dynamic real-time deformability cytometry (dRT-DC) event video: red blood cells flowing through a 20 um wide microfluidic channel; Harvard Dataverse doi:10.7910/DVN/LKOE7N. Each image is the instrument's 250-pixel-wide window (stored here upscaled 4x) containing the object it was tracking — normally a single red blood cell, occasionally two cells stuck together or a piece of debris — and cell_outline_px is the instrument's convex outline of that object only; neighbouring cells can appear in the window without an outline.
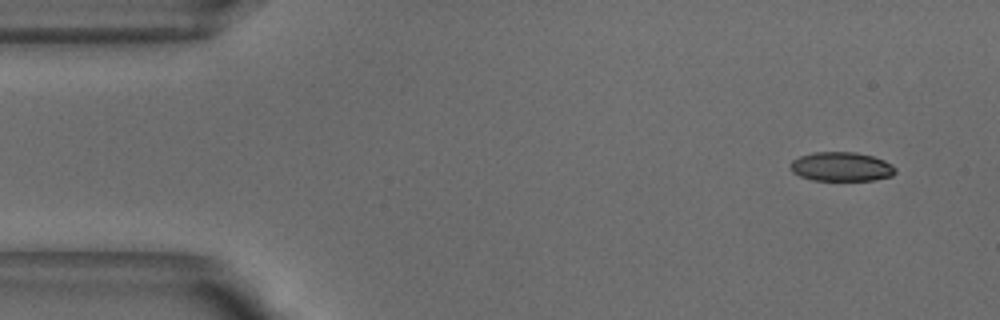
{"species": "common noctule bat (a hibernating species)", "species_latin": "Nyctalus noctula", "temperature_condition": "warm", "stored_images_in_passage": 19, "camera_frame_rate_fps": 3000, "um_per_image_px": 0.085, "animal": {"sex": "male", "body_mass_g": 18.8}, "frame": {"image": 1, "passage_image": 1, "time_ms": 0.0, "image_size_px": [1000, 320], "cell_outline_px": [[896, 172], [892, 176], [872, 180], [812, 180], [800, 176], [792, 172], [792, 160], [800, 156], [812, 152], [856, 152], [872, 156], [884, 160], [892, 164], [896, 168]], "centroid_in_image_um": [71.54, 14.16], "position_along_channel_um": 13.5, "area_um2": 17.8}}
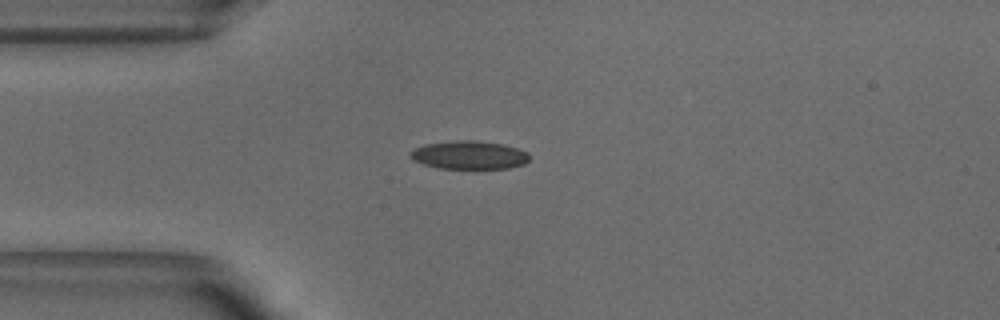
{"frame": {"image": 2, "passage_image": 10, "time_ms": 3.0, "image_size_px": [1000, 320], "cell_outline_px": [[528, 160], [524, 164], [508, 168], [440, 168], [424, 164], [412, 160], [408, 156], [408, 152], [424, 144], [456, 140], [476, 140], [504, 144], [528, 152]], "centroid_in_image_um": [39.84, 13.16], "position_along_channel_um": 45.2, "area_um2": 19.65}}
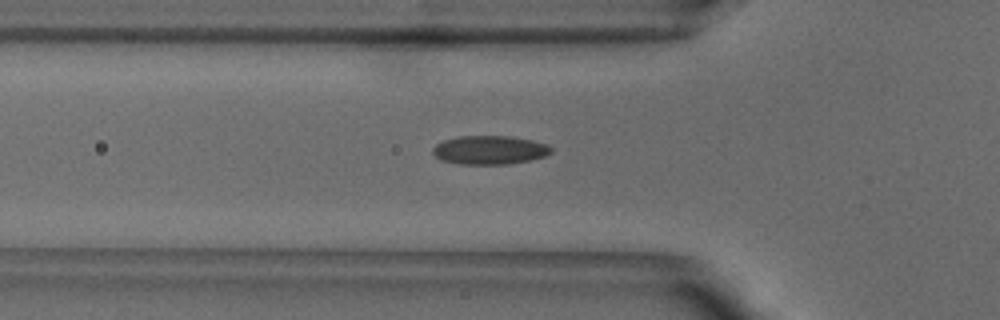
{"frame": {"image": 3, "passage_image": 14, "time_ms": 4.333, "image_size_px": [1000, 320], "cell_outline_px": [[552, 152], [544, 156], [532, 160], [508, 164], [460, 164], [440, 160], [432, 152], [432, 148], [436, 144], [444, 140], [460, 136], [512, 136], [532, 140], [548, 144], [552, 148]], "centroid_in_image_um": [41.63, 12.75], "position_along_channel_um": 84.2, "area_um2": 19.94}}